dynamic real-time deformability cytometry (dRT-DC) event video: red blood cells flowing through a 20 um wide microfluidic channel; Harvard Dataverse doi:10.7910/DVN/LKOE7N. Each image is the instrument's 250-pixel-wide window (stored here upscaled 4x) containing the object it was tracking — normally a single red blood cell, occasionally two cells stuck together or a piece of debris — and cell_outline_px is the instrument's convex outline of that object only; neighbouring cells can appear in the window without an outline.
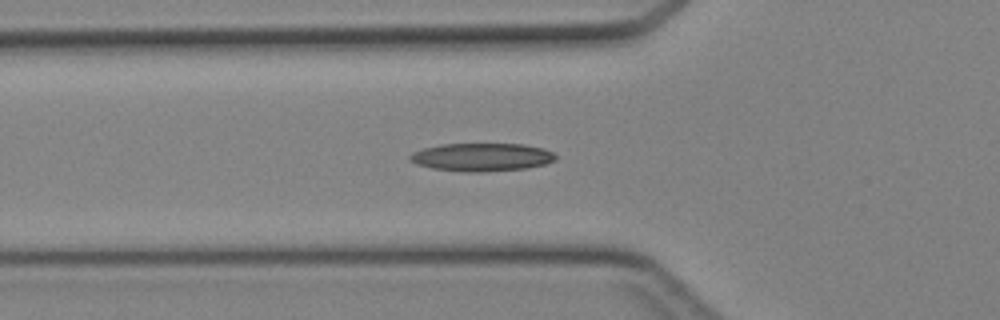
{"species": "Egyptian fruit bat (a non-hibernating species)", "species_latin": "Rousettus aegyptiacus", "temperature_condition": "cold", "stored_images_in_passage": 34, "camera_frame_rate_fps": 3000, "um_per_image_px": 0.085, "animal": {"sex": "female"}, "frame": {"image": 1, "passage_image": 4, "time_ms": 1.0, "image_size_px": [1000, 320], "cell_outline_px": [[556, 160], [544, 164], [524, 168], [484, 172], [464, 172], [432, 168], [416, 164], [408, 160], [408, 156], [412, 152], [424, 148], [440, 144], [524, 144], [544, 148], [552, 152], [556, 156]], "centroid_in_image_um": [40.91, 13.35], "position_along_channel_um": 84.9, "area_um2": 23.93}}
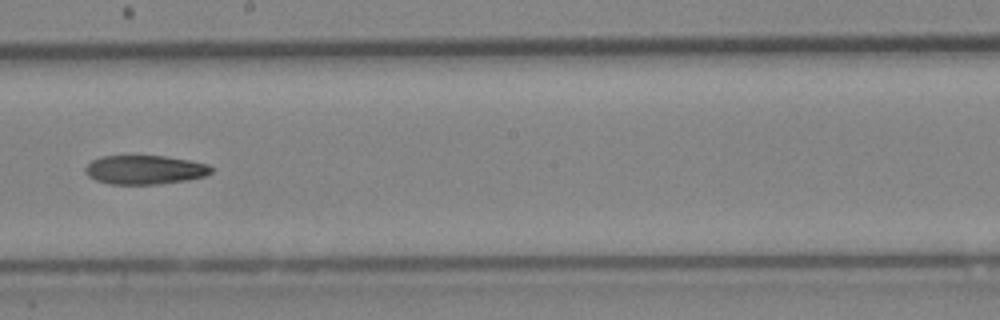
{"frame": {"image": 2, "passage_image": 14, "time_ms": 4.333, "image_size_px": [1000, 320], "cell_outline_px": [[212, 172], [204, 176], [184, 180], [156, 184], [108, 184], [96, 180], [88, 176], [84, 172], [84, 168], [92, 160], [100, 156], [164, 156], [188, 160], [208, 164], [212, 168]], "centroid_in_image_um": [12.26, 14.43], "position_along_channel_um": 235.9, "area_um2": 21.15}}
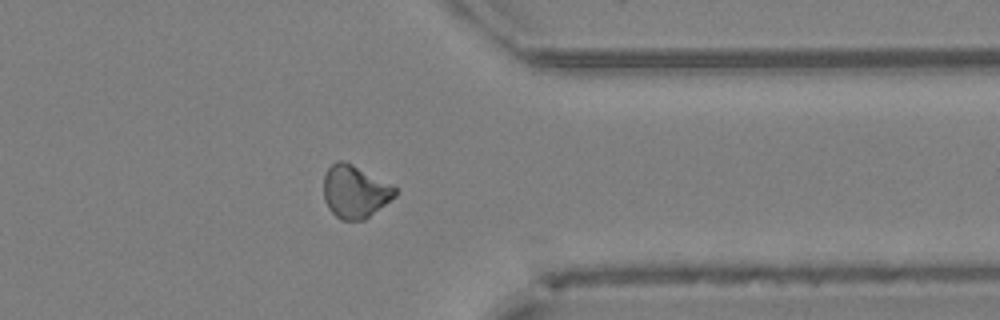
{"frame": {"image": 3, "passage_image": 24, "time_ms": 7.667, "image_size_px": [1000, 320], "cell_outline_px": [[396, 196], [364, 220], [340, 220], [328, 208], [324, 200], [324, 176], [328, 168], [336, 160], [344, 160], [392, 184], [396, 188]], "centroid_in_image_um": [30.16, 16.28], "position_along_channel_um": 381.2, "area_um2": 21.96}}